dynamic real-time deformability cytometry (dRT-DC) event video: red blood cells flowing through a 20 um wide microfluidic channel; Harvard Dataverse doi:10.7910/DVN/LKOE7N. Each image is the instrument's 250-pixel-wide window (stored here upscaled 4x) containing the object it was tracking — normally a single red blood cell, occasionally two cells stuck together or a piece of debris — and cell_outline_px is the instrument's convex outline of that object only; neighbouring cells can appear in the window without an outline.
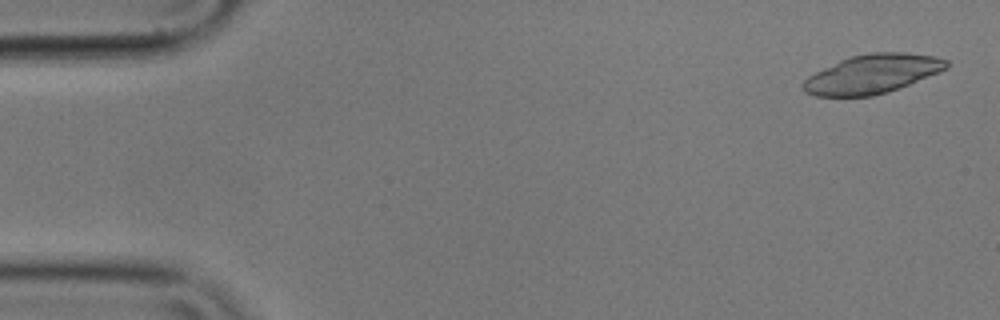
{"species": "common noctule bat (a hibernating species)", "species_latin": "Nyctalus noctula", "temperature_condition": "cold", "stored_images_in_passage": 55, "camera_frame_rate_fps": 3000, "um_per_image_px": 0.085, "animal": {"sex": "male", "body_mass_g": 17.9}, "frame": {"image": 1, "passage_image": 2, "time_ms": 0.333, "image_size_px": [1000, 320], "cell_outline_px": [[948, 68], [888, 92], [872, 96], [816, 96], [804, 92], [800, 84], [808, 76], [840, 60], [852, 56], [872, 52], [904, 52], [936, 56], [948, 60]], "centroid_in_image_um": [74.13, 6.29], "position_along_channel_um": 10.9, "area_um2": 32.37}}